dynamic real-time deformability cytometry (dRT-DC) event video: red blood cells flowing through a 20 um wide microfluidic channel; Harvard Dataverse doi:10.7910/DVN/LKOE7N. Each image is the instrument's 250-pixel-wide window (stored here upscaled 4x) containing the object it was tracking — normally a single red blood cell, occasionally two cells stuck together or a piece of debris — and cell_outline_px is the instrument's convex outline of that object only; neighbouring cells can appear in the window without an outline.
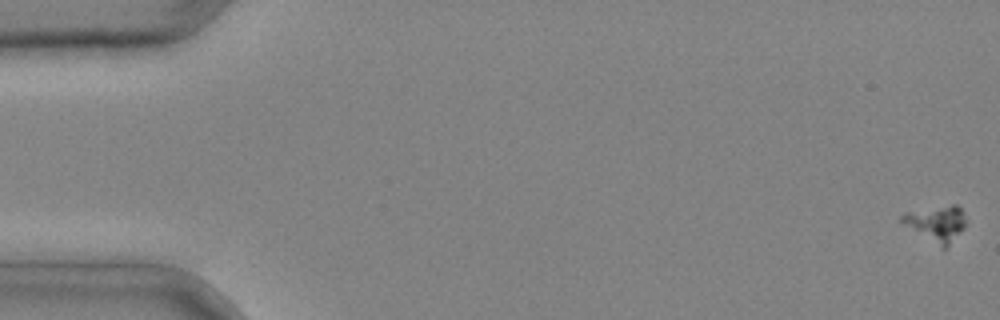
{"species": "common noctule bat (a hibernating species)", "species_latin": "Nyctalus noctula", "temperature_condition": "cold", "stored_images_in_passage": 3, "camera_frame_rate_fps": 3000, "um_per_image_px": 0.085, "animal": {"sex": "male", "body_mass_g": 20.4}, "frame": {"image": 1, "passage_image": 1, "time_ms": 0.0, "image_size_px": [1000, 320], "cell_outline_px": [[964, 228], [944, 248], [940, 248], [900, 220], [900, 216], [908, 212], [952, 204], [956, 204], [960, 208], [964, 216]], "centroid_in_image_um": [79.61, 18.98], "position_along_channel_um": 5.4, "area_um2": 12.72}}